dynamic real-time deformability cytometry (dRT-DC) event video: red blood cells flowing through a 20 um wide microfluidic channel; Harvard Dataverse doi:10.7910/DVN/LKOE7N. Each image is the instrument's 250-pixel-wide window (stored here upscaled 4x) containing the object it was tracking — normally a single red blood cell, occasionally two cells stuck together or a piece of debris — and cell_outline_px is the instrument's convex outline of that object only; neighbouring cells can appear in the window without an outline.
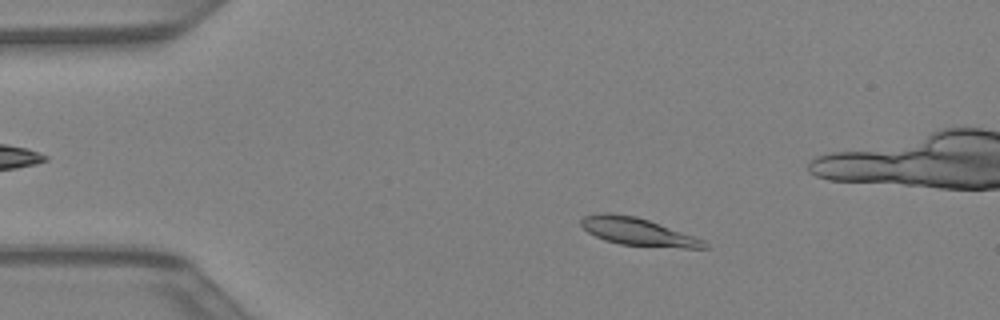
{"species": "Egyptian fruit bat (a non-hibernating species)", "species_latin": "Rousettus aegyptiacus", "temperature_condition": "warm", "stored_images_in_passage": 44, "camera_frame_rate_fps": 3000, "um_per_image_px": 0.085, "animal": {"sex": "female"}, "frame": {"image": 1, "passage_image": 9, "time_ms": 2.667, "image_size_px": [1000, 320], "cell_outline_px": [[708, 248], [684, 248], [620, 244], [604, 240], [588, 232], [580, 224], [580, 220], [584, 216], [600, 212], [612, 212], [636, 216], [648, 220], [704, 240], [708, 244]], "centroid_in_image_um": [54.17, 19.68], "position_along_channel_um": 30.8, "area_um2": 19.71}}
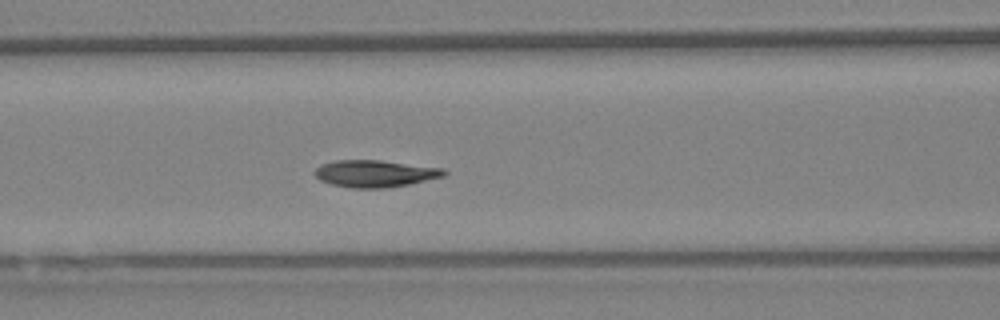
{"frame": {"image": 2, "passage_image": 19, "time_ms": 6.0, "image_size_px": [1000, 320], "cell_outline_px": [[448, 172], [444, 176], [408, 184], [388, 188], [352, 188], [332, 184], [320, 180], [316, 176], [316, 168], [320, 164], [336, 160], [380, 160], [444, 168]], "centroid_in_image_um": [31.89, 14.75], "position_along_channel_um": 134.7, "area_um2": 20.29}}
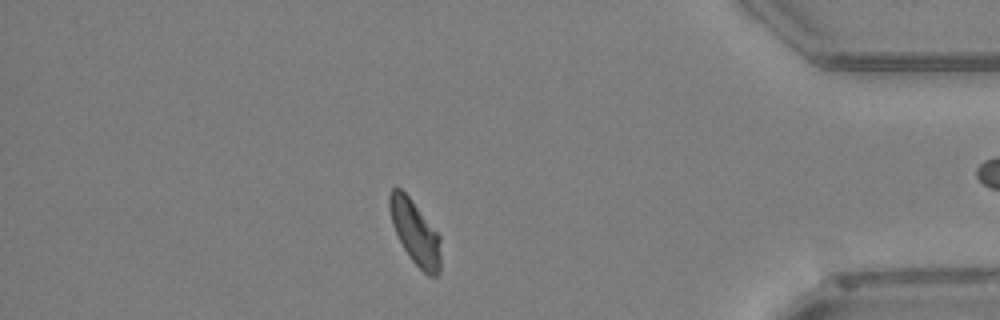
{"frame": {"image": 3, "passage_image": 38, "time_ms": 12.333, "image_size_px": [1000, 320], "cell_outline_px": [[440, 272], [436, 276], [428, 276], [412, 260], [404, 248], [392, 224], [388, 208], [388, 196], [392, 188], [400, 188], [408, 196], [440, 236]], "centroid_in_image_um": [35.27, 19.76], "position_along_channel_um": 399.9, "area_um2": 18.79}}